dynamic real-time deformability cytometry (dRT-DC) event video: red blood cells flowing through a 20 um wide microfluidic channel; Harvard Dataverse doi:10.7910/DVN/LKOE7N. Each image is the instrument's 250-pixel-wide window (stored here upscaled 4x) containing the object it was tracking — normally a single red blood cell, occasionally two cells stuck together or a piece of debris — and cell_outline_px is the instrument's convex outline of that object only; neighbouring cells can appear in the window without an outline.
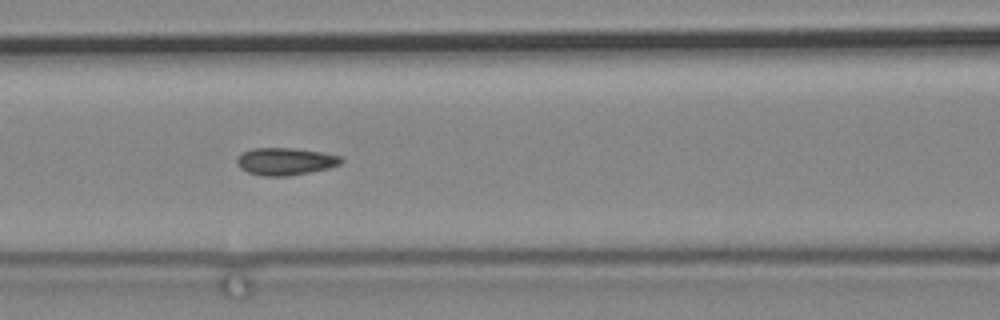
{"species": "common noctule bat (a hibernating species)", "species_latin": "Nyctalus noctula", "temperature_condition": "cold", "stored_images_in_passage": 47, "segment_of_instrument_passage": [2, 2], "camera_frame_rate_fps": 3000, "um_per_image_px": 0.085, "animal": {"sex": "male", "body_mass_g": 19.2, "forearm_length_mm": 51.8}, "frame": {"image": 1, "passage_image": 25, "time_ms": 8.0, "image_size_px": [1000, 320], "cell_outline_px": [[344, 160], [340, 164], [328, 168], [288, 176], [264, 176], [248, 172], [240, 168], [236, 164], [236, 160], [244, 152], [252, 148], [292, 148], [320, 152], [340, 156]], "centroid_in_image_um": [24.24, 13.72], "position_along_channel_um": 142.4, "area_um2": 16.42}}
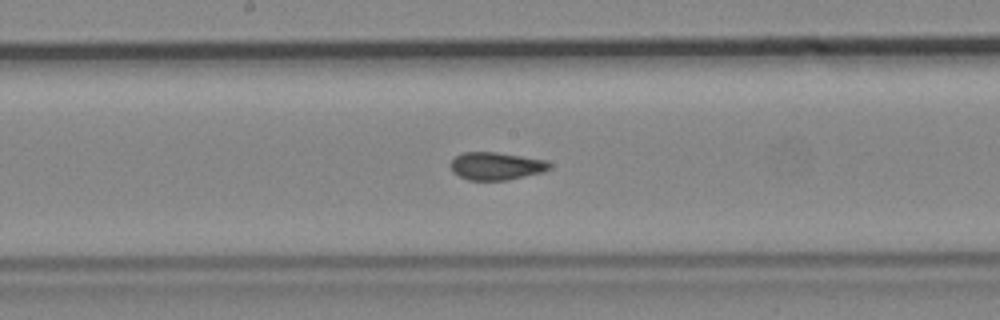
{"frame": {"image": 2, "passage_image": 31, "time_ms": 10.0, "image_size_px": [1000, 320], "cell_outline_px": [[552, 168], [544, 172], [508, 180], [468, 180], [452, 172], [448, 164], [456, 156], [464, 152], [496, 152], [548, 160], [552, 164]], "centroid_in_image_um": [42.2, 14.11], "position_along_channel_um": 206.0, "area_um2": 16.24}}
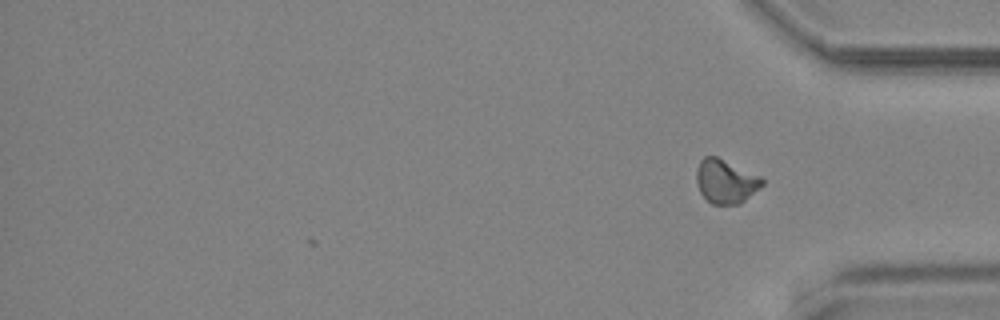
{"frame": {"image": 3, "passage_image": 47, "time_ms": 15.333, "image_size_px": [1000, 320], "cell_outline_px": [[764, 184], [740, 204], [712, 204], [700, 192], [696, 180], [696, 168], [700, 160], [704, 156], [716, 156], [760, 176], [764, 180]], "centroid_in_image_um": [61.67, 15.41], "position_along_channel_um": 373.5, "area_um2": 16.7}}